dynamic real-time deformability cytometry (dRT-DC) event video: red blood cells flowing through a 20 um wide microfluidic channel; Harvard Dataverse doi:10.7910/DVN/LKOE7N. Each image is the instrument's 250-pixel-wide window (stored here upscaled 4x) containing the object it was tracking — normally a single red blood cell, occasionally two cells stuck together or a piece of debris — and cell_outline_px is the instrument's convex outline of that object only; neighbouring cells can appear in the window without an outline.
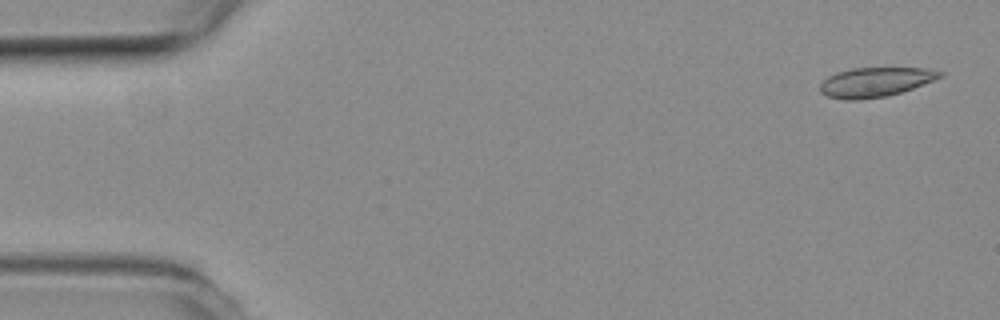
{"species": "common noctule bat (a hibernating species)", "species_latin": "Nyctalus noctula", "temperature_condition": "room temperature", "stored_images_in_passage": 9, "camera_frame_rate_fps": 3000, "um_per_image_px": 0.085, "animal": {"sex": "female", "body_mass_g": 19.3, "forearm_length_mm": 54.1}, "frame": {"image": 1, "passage_image": 1, "time_ms": 0.0, "image_size_px": [1000, 320], "cell_outline_px": [[944, 76], [912, 88], [888, 96], [860, 100], [844, 100], [828, 96], [820, 92], [820, 84], [828, 76], [836, 72], [852, 68], [928, 68], [944, 72]], "centroid_in_image_um": [74.4, 6.98], "position_along_channel_um": 10.6, "area_um2": 20.63}}
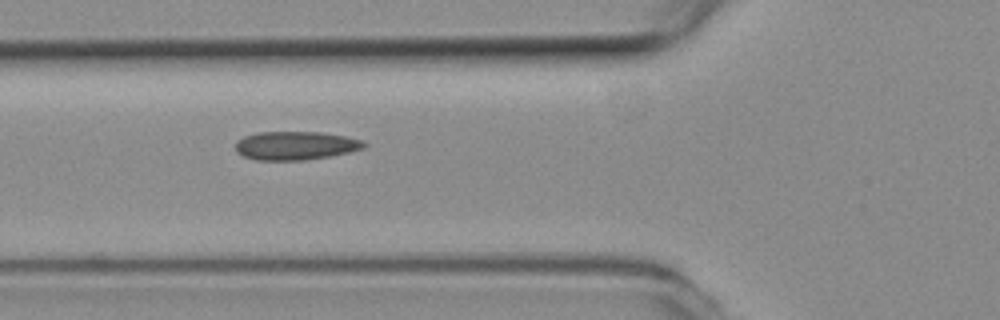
{"frame": {"image": 2, "passage_image": 6, "time_ms": 1.667, "image_size_px": [1000, 320], "cell_outline_px": [[368, 144], [364, 148], [332, 156], [304, 160], [256, 160], [244, 156], [236, 152], [236, 140], [244, 136], [256, 132], [320, 132], [344, 136], [364, 140]], "centroid_in_image_um": [25.12, 12.37], "position_along_channel_um": 100.7, "area_um2": 21.5}}
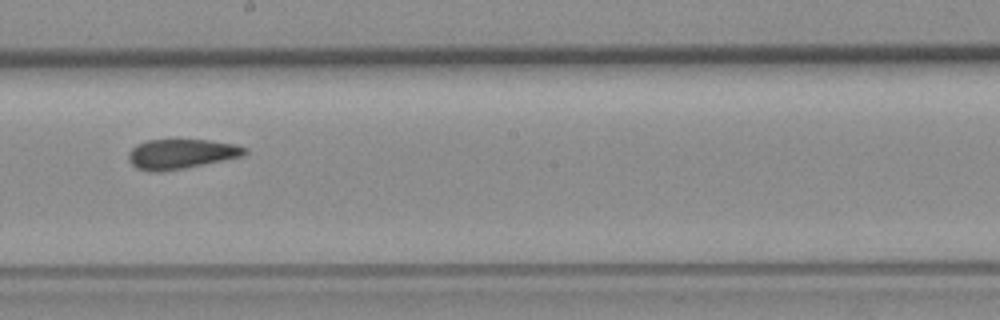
{"frame": {"image": 3, "passage_image": 9, "time_ms": 2.667, "image_size_px": [1000, 320], "cell_outline_px": [[248, 152], [244, 156], [164, 172], [148, 172], [136, 168], [128, 160], [128, 152], [136, 144], [148, 140], [208, 140], [236, 144], [248, 148]], "centroid_in_image_um": [15.39, 13.09], "position_along_channel_um": 232.8, "area_um2": 20.4}}